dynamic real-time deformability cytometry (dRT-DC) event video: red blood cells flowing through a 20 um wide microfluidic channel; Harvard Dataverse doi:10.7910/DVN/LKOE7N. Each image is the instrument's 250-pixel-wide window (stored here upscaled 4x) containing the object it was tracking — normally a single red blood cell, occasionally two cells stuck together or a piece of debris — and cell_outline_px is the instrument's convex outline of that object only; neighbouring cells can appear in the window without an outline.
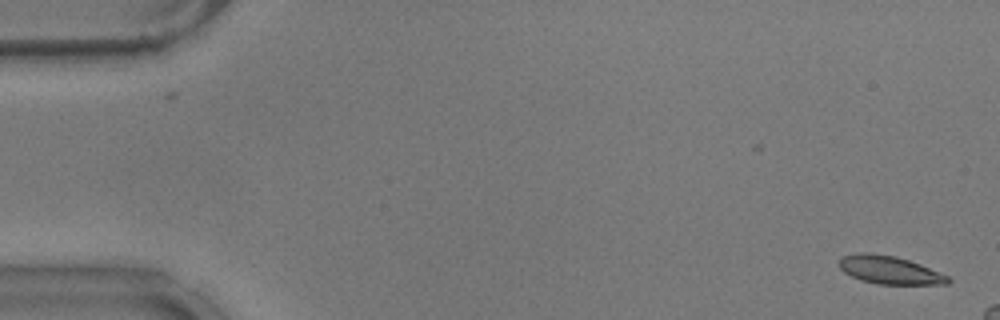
{"species": "common noctule bat (a hibernating species)", "species_latin": "Nyctalus noctula", "temperature_condition": "warm", "stored_images_in_passage": 9, "camera_frame_rate_fps": 3000, "um_per_image_px": 0.085, "animal": {"sex": "male", "body_mass_g": 17.9}, "frame": {"image": 1, "passage_image": 1, "time_ms": 0.0, "image_size_px": [1000, 320], "cell_outline_px": [[952, 280], [948, 284], [880, 284], [860, 280], [844, 272], [840, 268], [840, 260], [844, 256], [860, 252], [872, 252], [896, 256], [920, 264], [940, 272], [948, 276]], "centroid_in_image_um": [75.63, 22.94], "position_along_channel_um": 9.4, "area_um2": 17.74}}